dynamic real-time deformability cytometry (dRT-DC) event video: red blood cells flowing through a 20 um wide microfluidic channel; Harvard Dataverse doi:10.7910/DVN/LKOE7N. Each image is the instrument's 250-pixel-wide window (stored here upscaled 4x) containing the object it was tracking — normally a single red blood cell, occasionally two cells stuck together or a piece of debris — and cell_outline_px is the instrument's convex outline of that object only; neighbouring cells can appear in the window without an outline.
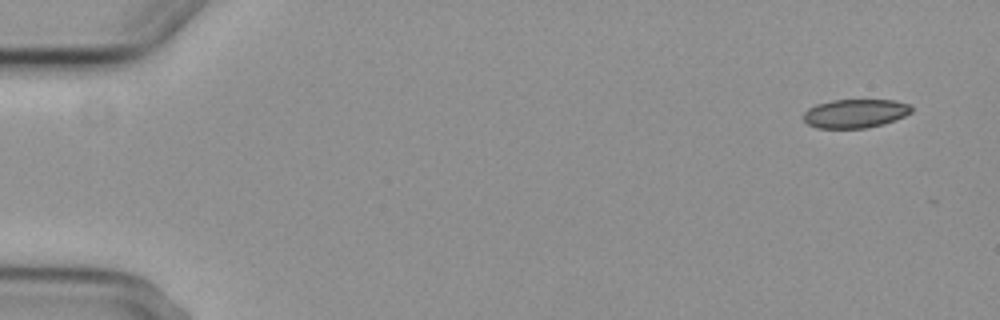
{"species": "common noctule bat (a hibernating species)", "species_latin": "Nyctalus noctula", "temperature_condition": "cold", "stored_images_in_passage": 5, "camera_frame_rate_fps": 3000, "um_per_image_px": 0.085, "animal": {"sex": "female", "body_mass_g": 29.2, "forearm_length_mm": 56.3}, "frame": {"image": 1, "passage_image": 1, "time_ms": 0.0, "image_size_px": [1000, 320], "cell_outline_px": [[912, 112], [904, 116], [884, 124], [868, 128], [816, 128], [808, 124], [804, 120], [804, 112], [808, 108], [816, 104], [832, 100], [896, 100], [908, 104], [912, 108]], "centroid_in_image_um": [72.69, 9.64], "position_along_channel_um": 12.3, "area_um2": 18.15}}